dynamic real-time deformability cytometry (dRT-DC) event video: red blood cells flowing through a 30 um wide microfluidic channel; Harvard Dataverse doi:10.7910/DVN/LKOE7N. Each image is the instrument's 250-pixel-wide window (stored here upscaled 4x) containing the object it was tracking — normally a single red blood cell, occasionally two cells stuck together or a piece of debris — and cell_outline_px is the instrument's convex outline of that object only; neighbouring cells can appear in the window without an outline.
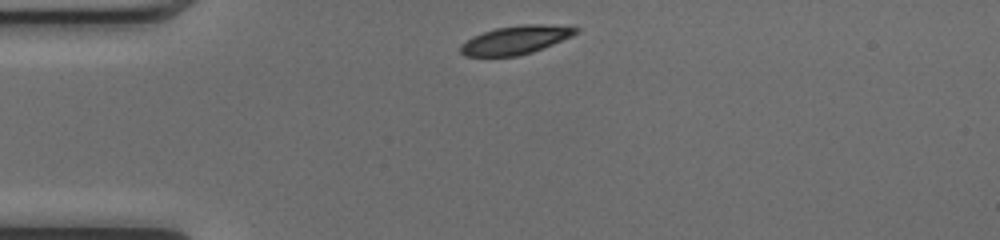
{"species": "common noctule bat (a hibernating species)", "species_latin": "Nyctalus noctula", "temperature_condition": "cold", "stored_images_in_passage": 40, "camera_frame_rate_fps": 3000, "um_per_image_px": 0.085, "animal": {"sex": "female", "body_mass_g": 17.0, "forearm_length_mm": 48.0}, "frame": {"image": 1, "passage_image": 1, "time_ms": 0.0, "image_size_px": [1000, 240], "cell_outline_px": [[580, 32], [572, 36], [532, 52], [516, 56], [464, 56], [460, 52], [460, 44], [472, 36], [496, 28], [520, 24], [544, 24], [580, 28]], "centroid_in_image_um": [43.81, 3.39], "position_along_channel_um": 41.2, "area_um2": 19.07}}
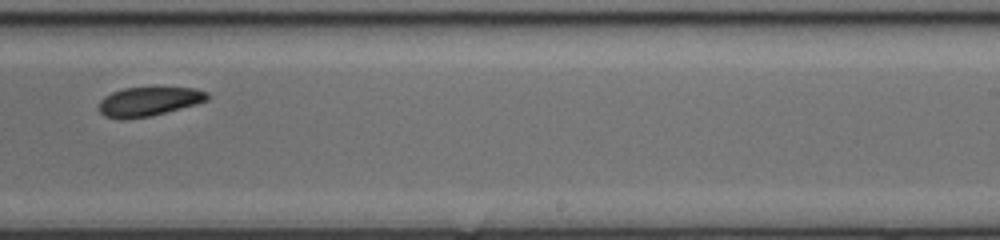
{"frame": {"image": 2, "passage_image": 21, "time_ms": 6.667, "image_size_px": [1000, 240], "cell_outline_px": [[208, 100], [196, 104], [152, 116], [120, 120], [104, 116], [96, 108], [100, 100], [104, 96], [112, 92], [124, 88], [196, 88], [208, 92]], "centroid_in_image_um": [12.59, 8.64], "position_along_channel_um": 276.4, "area_um2": 18.55}}
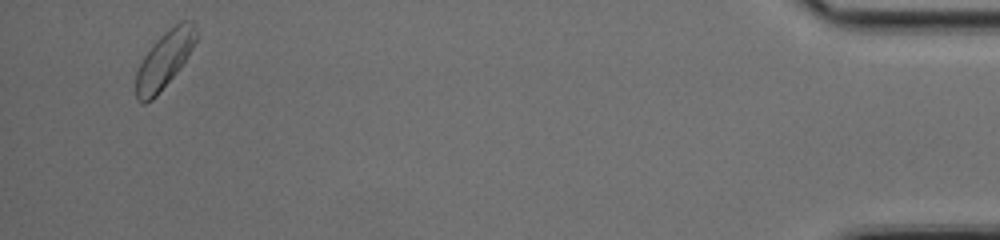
{"frame": {"image": 3, "passage_image": 38, "time_ms": 12.333, "image_size_px": [1000, 240], "cell_outline_px": [[200, 36], [180, 68], [156, 96], [152, 100], [144, 104], [140, 104], [136, 100], [136, 72], [144, 56], [156, 40], [164, 32], [180, 20], [192, 20], [196, 24]], "centroid_in_image_um": [14.02, 5.05], "position_along_channel_um": 421.2, "area_um2": 20.23}, "authors_computed_cell_mechanics": {"area_um2": 19.652, "velocity_mm_per_s": 4.0015, "shape_relaxation_time_tau1_ms": 1.3627, "shape_relaxation_time_tau2_ms": null, "deformation_change_tau1": 0.0578, "deformation_change_tau2": null}}